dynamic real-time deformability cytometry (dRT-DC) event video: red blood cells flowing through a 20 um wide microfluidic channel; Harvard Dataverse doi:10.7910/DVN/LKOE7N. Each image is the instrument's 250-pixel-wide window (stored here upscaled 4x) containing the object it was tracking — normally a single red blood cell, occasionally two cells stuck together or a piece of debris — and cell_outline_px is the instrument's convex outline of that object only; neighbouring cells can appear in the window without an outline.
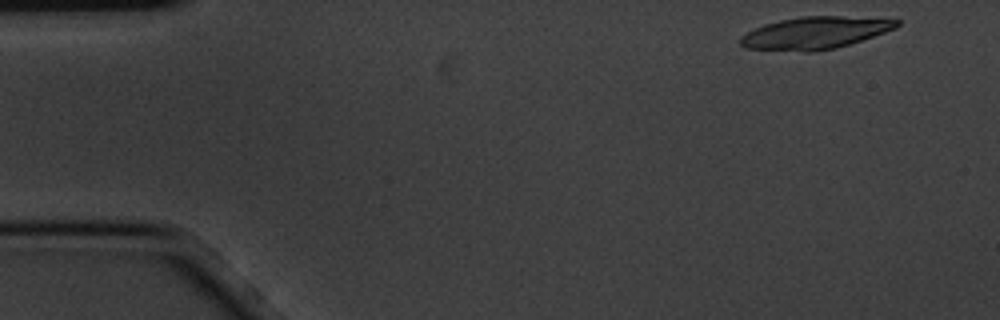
{"species": "common noctule bat (a hibernating species)", "species_latin": "Nyctalus noctula", "temperature_condition": "cold", "stored_images_in_passage": 6, "segment_of_instrument_passage": [1, 2], "camera_frame_rate_fps": 3000, "um_per_image_px": 0.085, "animal": {"sex": "male", "body_mass_g": 20.1, "forearm_length_mm": 53.5}, "frame": {"image": 1, "passage_image": 1, "time_ms": 0.0, "image_size_px": [1000, 320], "cell_outline_px": [[900, 24], [896, 28], [836, 48], [816, 52], [804, 52], [744, 48], [740, 44], [740, 36], [764, 24], [780, 20], [804, 16], [844, 16], [900, 20]], "centroid_in_image_um": [69.24, 2.8], "position_along_channel_um": 15.8, "area_um2": 29.19}}